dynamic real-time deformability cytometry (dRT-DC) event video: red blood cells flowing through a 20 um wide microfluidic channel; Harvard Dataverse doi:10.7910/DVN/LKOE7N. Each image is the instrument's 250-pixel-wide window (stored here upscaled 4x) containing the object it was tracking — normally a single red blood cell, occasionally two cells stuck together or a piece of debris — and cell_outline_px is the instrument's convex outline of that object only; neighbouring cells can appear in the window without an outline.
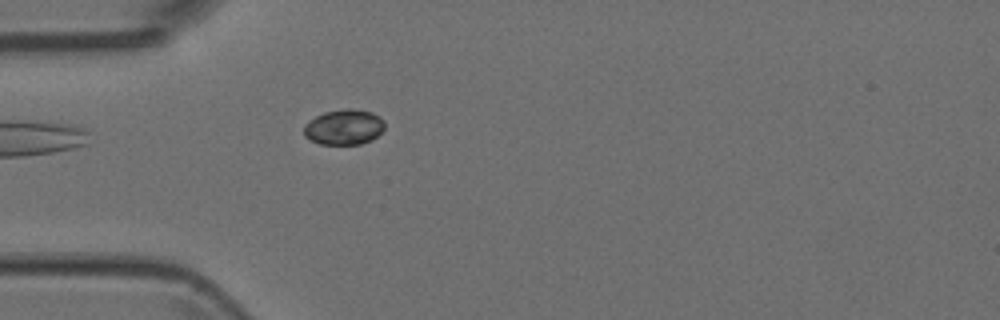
{"species": "Egyptian fruit bat (a non-hibernating species)", "species_latin": "Rousettus aegyptiacus", "temperature_condition": "room temperature", "stored_images_in_passage": 1, "camera_frame_rate_fps": 3000, "um_per_image_px": 0.085, "animal": {"sex": "female"}, "frame": {"image": 1, "passage_image": 1, "time_ms": 0.0, "image_size_px": [1000, 320], "cell_outline_px": [[384, 128], [372, 140], [360, 144], [320, 144], [304, 136], [304, 124], [316, 116], [324, 112], [348, 108], [352, 108], [372, 112], [380, 116], [384, 120]], "centroid_in_image_um": [29.25, 10.79], "position_along_channel_um": 55.8, "area_um2": 16.65}}